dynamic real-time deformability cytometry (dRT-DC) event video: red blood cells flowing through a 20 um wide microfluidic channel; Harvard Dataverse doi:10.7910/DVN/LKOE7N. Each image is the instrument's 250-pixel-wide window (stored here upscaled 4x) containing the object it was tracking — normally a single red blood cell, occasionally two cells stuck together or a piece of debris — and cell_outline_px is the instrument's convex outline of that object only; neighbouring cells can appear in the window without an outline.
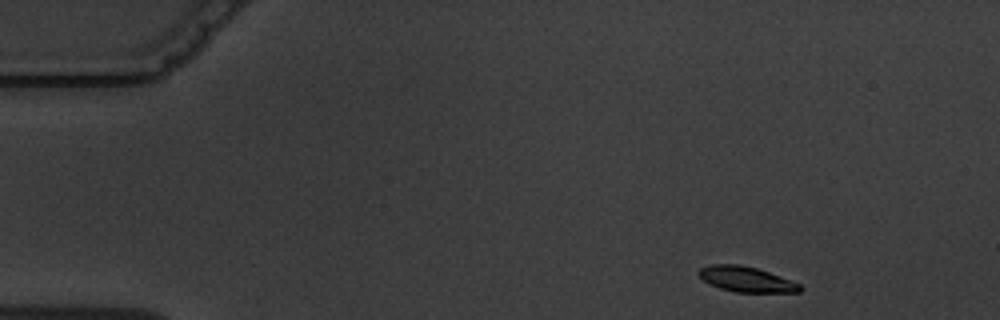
{"species": "common noctule bat (a hibernating species)", "species_latin": "Nyctalus noctula", "temperature_condition": "warm", "stored_images_in_passage": 3, "camera_frame_rate_fps": 3000, "um_per_image_px": 0.085, "animal": {"sex": "male", "body_mass_g": 19.5, "forearm_length_mm": 54.6}, "frame": {"image": 1, "passage_image": 1, "time_ms": 0.0, "image_size_px": [1000, 320], "cell_outline_px": [[804, 288], [800, 292], [736, 292], [720, 288], [708, 284], [696, 272], [700, 268], [712, 264], [740, 264], [756, 268], [792, 280], [800, 284]], "centroid_in_image_um": [63.44, 23.74], "position_along_channel_um": 21.6, "area_um2": 14.97}}